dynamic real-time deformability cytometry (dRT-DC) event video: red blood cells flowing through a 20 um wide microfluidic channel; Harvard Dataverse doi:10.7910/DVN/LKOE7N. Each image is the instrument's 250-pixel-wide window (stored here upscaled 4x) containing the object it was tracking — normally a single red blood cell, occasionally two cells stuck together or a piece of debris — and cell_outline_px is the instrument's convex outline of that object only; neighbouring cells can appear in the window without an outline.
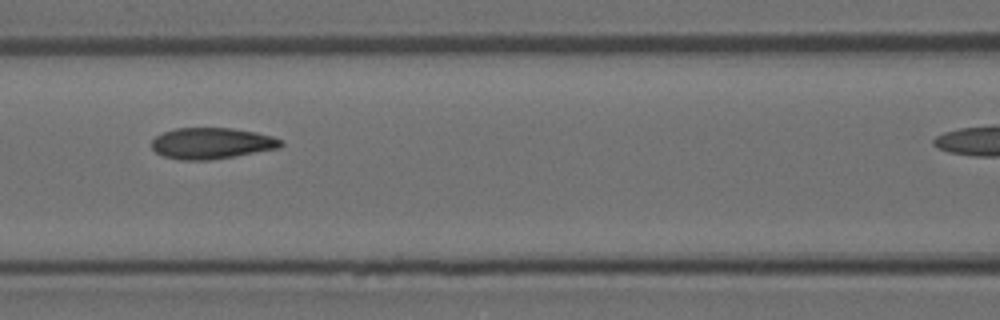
{"species": "Egyptian fruit bat (a non-hibernating species)", "species_latin": "Rousettus aegyptiacus", "temperature_condition": "room temperature", "stored_images_in_passage": 7, "segment_of_instrument_passage": [1, 2], "camera_frame_rate_fps": 3000, "um_per_image_px": 0.085, "animal": {"sex": "female"}, "frame": {"image": 1, "passage_image": 5, "time_ms": 1.333, "image_size_px": [1000, 320], "cell_outline_px": [[284, 144], [280, 148], [208, 160], [180, 160], [164, 156], [156, 152], [152, 148], [152, 140], [156, 136], [164, 132], [176, 128], [232, 128], [256, 132], [272, 136], [284, 140]], "centroid_in_image_um": [18.01, 12.17], "position_along_channel_um": 148.6, "area_um2": 23.41}}